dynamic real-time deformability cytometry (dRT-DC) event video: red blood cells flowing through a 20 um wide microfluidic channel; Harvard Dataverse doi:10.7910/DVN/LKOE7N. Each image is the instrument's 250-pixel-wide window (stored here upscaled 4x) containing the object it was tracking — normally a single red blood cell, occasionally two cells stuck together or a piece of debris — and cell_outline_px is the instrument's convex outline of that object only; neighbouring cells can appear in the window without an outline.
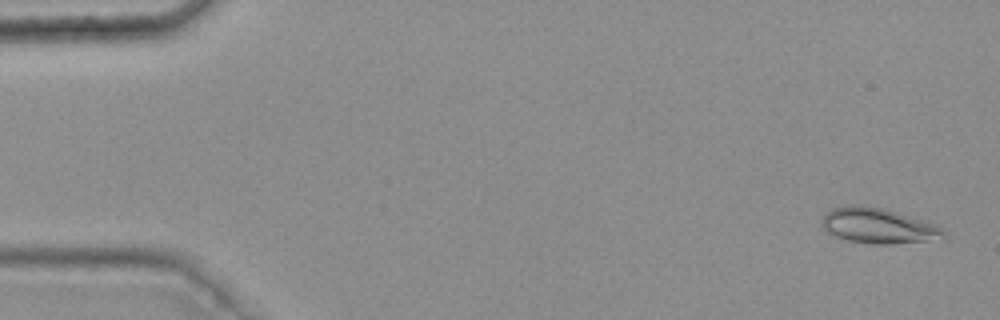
{"species": "common noctule bat (a hibernating species)", "species_latin": "Nyctalus noctula", "temperature_condition": "warm", "stored_images_in_passage": 46, "camera_frame_rate_fps": 3000, "um_per_image_px": 0.085, "animal": {"sex": "female", "body_mass_g": 25.1}, "frame": {"image": 1, "passage_image": 2, "time_ms": 0.333, "image_size_px": [1000, 320], "cell_outline_px": [[944, 240], [892, 244], [872, 244], [848, 240], [836, 236], [828, 232], [820, 224], [824, 216], [832, 208], [852, 204], [860, 204], [880, 208], [896, 212], [936, 224], [944, 232]], "centroid_in_image_um": [74.68, 19.2], "position_along_channel_um": 10.3, "area_um2": 25.09}}
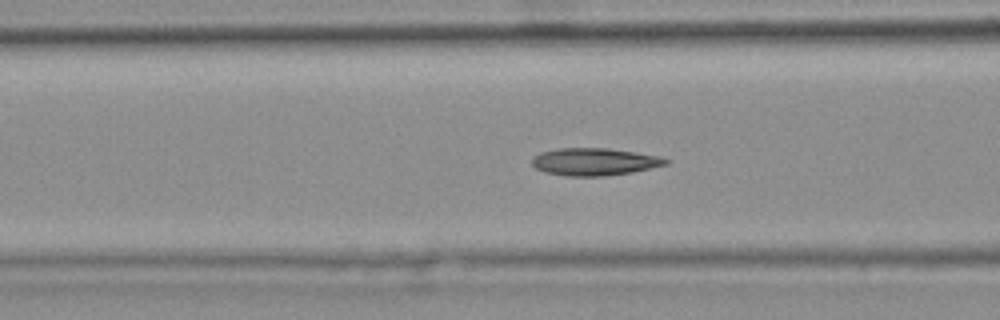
{"frame": {"image": 2, "passage_image": 21, "time_ms": 6.667, "image_size_px": [1000, 320], "cell_outline_px": [[668, 164], [632, 172], [604, 176], [568, 176], [544, 172], [536, 168], [532, 164], [532, 156], [540, 152], [556, 148], [608, 148], [660, 156], [668, 160]], "centroid_in_image_um": [50.49, 13.74], "position_along_channel_um": 116.1, "area_um2": 21.39}}
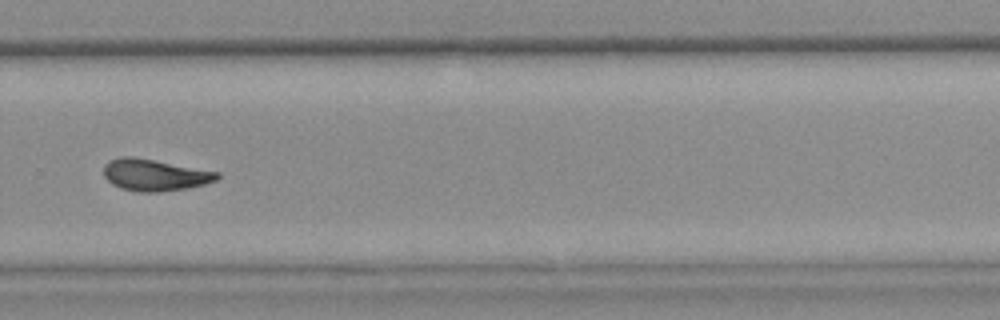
{"frame": {"image": 3, "passage_image": 37, "time_ms": 12.0, "image_size_px": [1000, 320], "cell_outline_px": [[220, 176], [216, 180], [204, 184], [188, 188], [160, 192], [136, 192], [120, 188], [112, 184], [104, 176], [104, 164], [108, 160], [120, 156], [132, 156], [220, 172]], "centroid_in_image_um": [13.12, 14.87], "position_along_channel_um": 316.7, "area_um2": 21.1}, "authors_computed_cell_mechanics": {"area_um2": 20.9814, "velocity_mm_per_s": 3.7701, "shape_relaxation_time_tau1_ms": null, "shape_relaxation_time_tau2_ms": 3.838, "deformation_change_tau1": null, "deformation_change_tau2": 0.09}}